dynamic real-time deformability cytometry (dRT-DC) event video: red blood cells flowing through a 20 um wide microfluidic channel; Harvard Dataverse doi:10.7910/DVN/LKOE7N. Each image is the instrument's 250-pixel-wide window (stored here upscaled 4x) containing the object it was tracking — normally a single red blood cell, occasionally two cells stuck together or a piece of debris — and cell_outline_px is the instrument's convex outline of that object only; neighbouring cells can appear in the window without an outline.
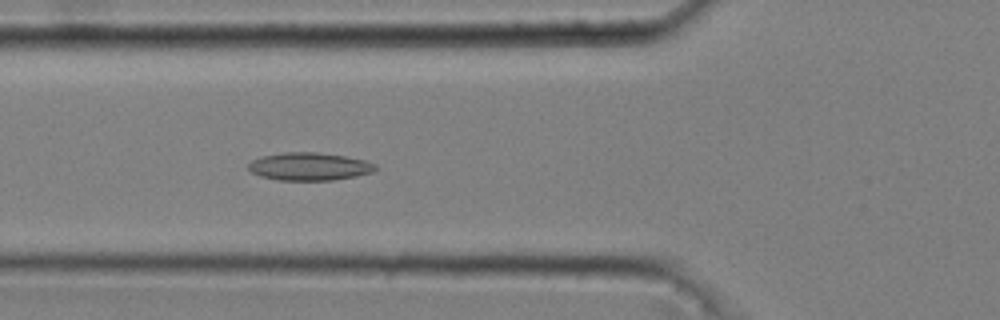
{"species": "common noctule bat (a hibernating species)", "species_latin": "Nyctalus noctula", "temperature_condition": "cold", "stored_images_in_passage": 42, "camera_frame_rate_fps": 3000, "um_per_image_px": 0.085, "animal": {"sex": "male", "body_mass_g": 20.4}, "frame": {"image": 1, "passage_image": 10, "time_ms": 3.0, "image_size_px": [1000, 320], "cell_outline_px": [[380, 168], [372, 172], [356, 176], [332, 180], [276, 180], [260, 176], [252, 172], [248, 168], [248, 164], [252, 160], [260, 156], [284, 152], [316, 152], [344, 156], [364, 160], [376, 164]], "centroid_in_image_um": [26.29, 14.15], "position_along_channel_um": 99.5, "area_um2": 20.69}}
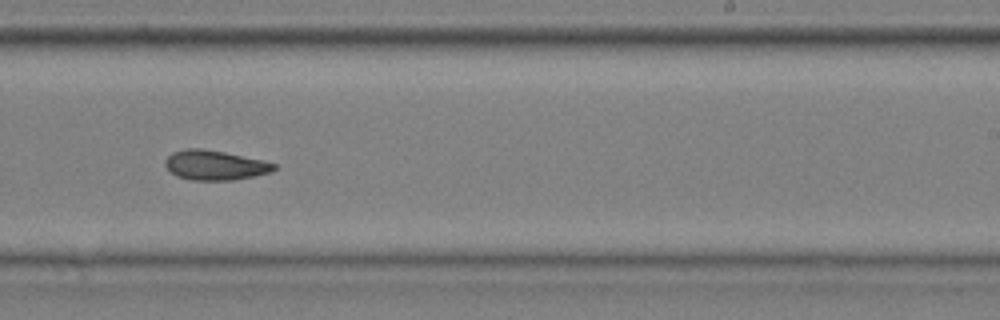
{"frame": {"image": 2, "passage_image": 24, "time_ms": 7.667, "image_size_px": [1000, 320], "cell_outline_px": [[276, 168], [272, 172], [232, 180], [192, 180], [176, 176], [164, 164], [164, 160], [172, 152], [184, 148], [200, 148], [224, 152], [260, 160], [276, 164]], "centroid_in_image_um": [18.23, 14.03], "position_along_channel_um": 270.8, "area_um2": 18.67}}
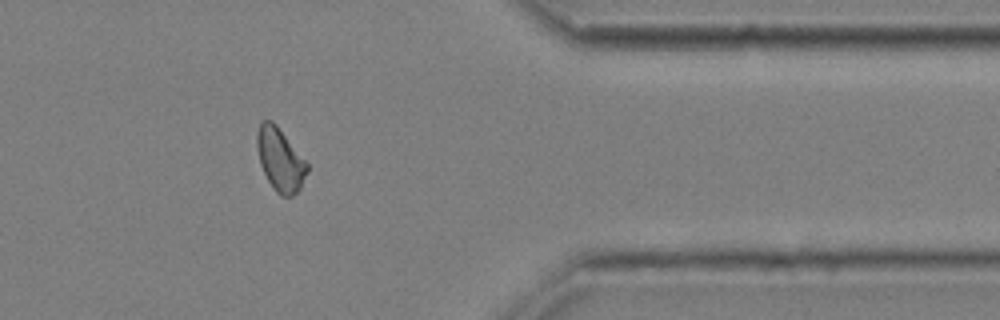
{"frame": {"image": 3, "passage_image": 35, "time_ms": 11.333, "image_size_px": [1000, 320], "cell_outline_px": [[308, 172], [300, 188], [292, 196], [280, 196], [276, 192], [268, 180], [260, 164], [256, 148], [256, 132], [260, 124], [264, 120], [272, 120], [276, 124], [308, 164]], "centroid_in_image_um": [23.8, 13.56], "position_along_channel_um": 387.6, "area_um2": 18.32}, "authors_computed_cell_mechanics": {"area_um2": 18.9006, "velocity_mm_per_s": 3.668, "shape_relaxation_time_tau1_ms": null, "shape_relaxation_time_tau2_ms": 8.0299, "deformation_change_tau1": null, "deformation_change_tau2": 0.1338}}